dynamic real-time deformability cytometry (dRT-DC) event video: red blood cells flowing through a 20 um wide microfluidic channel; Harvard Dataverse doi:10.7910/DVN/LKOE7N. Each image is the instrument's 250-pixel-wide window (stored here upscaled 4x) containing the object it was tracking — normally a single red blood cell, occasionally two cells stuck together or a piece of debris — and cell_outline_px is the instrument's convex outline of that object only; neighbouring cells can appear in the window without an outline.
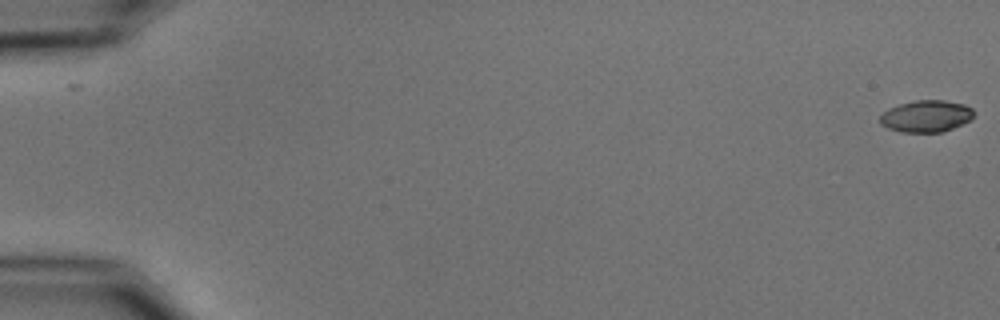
{"species": "common noctule bat (a hibernating species)", "species_latin": "Nyctalus noctula", "temperature_condition": "cold", "stored_images_in_passage": 31, "camera_frame_rate_fps": 3000, "um_per_image_px": 0.085, "animal": {"sex": "male", "body_mass_g": 15.6}, "frame": {"image": 1, "passage_image": 1, "time_ms": 0.0, "image_size_px": [1000, 320], "cell_outline_px": [[972, 120], [944, 132], [900, 132], [888, 128], [880, 124], [880, 116], [888, 108], [900, 104], [916, 100], [944, 100], [964, 104], [972, 108]], "centroid_in_image_um": [78.73, 9.88], "position_along_channel_um": 6.3, "area_um2": 17.46}}
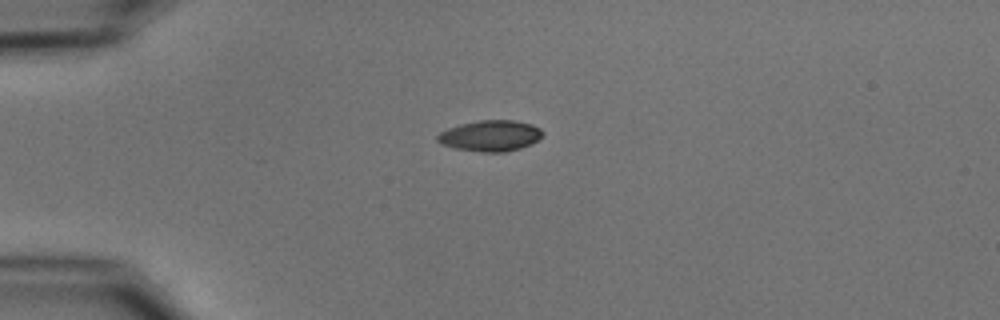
{"frame": {"image": 2, "passage_image": 15, "time_ms": 4.667, "image_size_px": [1000, 320], "cell_outline_px": [[544, 136], [520, 148], [504, 152], [484, 152], [456, 148], [440, 144], [436, 140], [436, 136], [440, 132], [448, 128], [460, 124], [480, 120], [516, 120], [532, 124], [540, 128], [544, 132]], "centroid_in_image_um": [41.68, 11.53], "position_along_channel_um": 43.3, "area_um2": 18.96}}
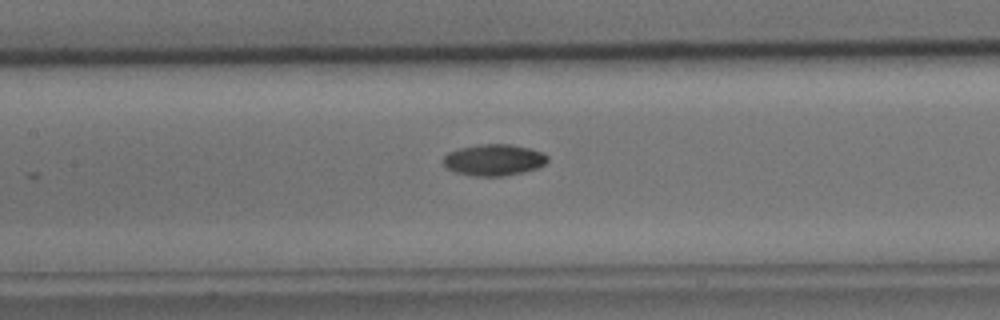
{"frame": {"image": 3, "passage_image": 27, "time_ms": 8.667, "image_size_px": [1000, 320], "cell_outline_px": [[548, 160], [544, 164], [536, 168], [524, 172], [504, 176], [472, 176], [456, 172], [448, 168], [444, 164], [444, 156], [448, 152], [460, 148], [480, 144], [512, 144], [544, 152], [548, 156]], "centroid_in_image_um": [42.0, 13.59], "position_along_channel_um": 165.4, "area_um2": 19.07}}